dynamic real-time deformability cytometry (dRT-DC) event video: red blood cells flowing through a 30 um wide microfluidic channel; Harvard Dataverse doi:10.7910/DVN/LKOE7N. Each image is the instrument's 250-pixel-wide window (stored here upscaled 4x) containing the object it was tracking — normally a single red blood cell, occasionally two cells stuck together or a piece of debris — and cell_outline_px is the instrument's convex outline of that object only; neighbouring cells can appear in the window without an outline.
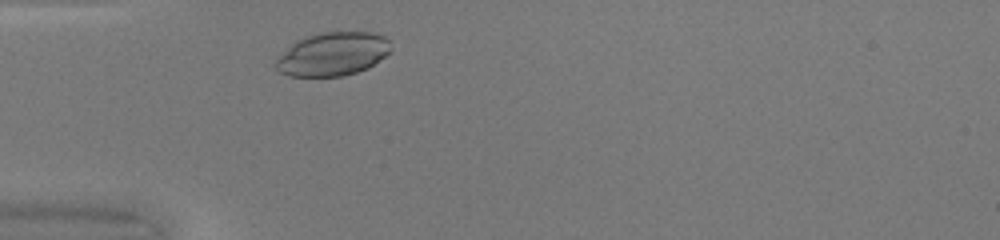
{"species": "common noctule bat (a hibernating species)", "species_latin": "Nyctalus noctula", "temperature_condition": "warm", "stored_images_in_passage": 29, "camera_frame_rate_fps": 3000, "um_per_image_px": 0.085, "animal": {"sex": "female", "body_mass_g": 20.0, "forearm_length_mm": 54.0}, "frame": {"image": 1, "passage_image": 3, "time_ms": 0.667, "image_size_px": [1000, 240], "cell_outline_px": [[392, 52], [368, 68], [344, 76], [288, 76], [280, 72], [272, 64], [276, 56], [296, 40], [304, 36], [320, 32], [368, 32], [384, 36], [388, 40]], "centroid_in_image_um": [28.23, 4.59], "position_along_channel_um": 56.8, "area_um2": 29.59}}
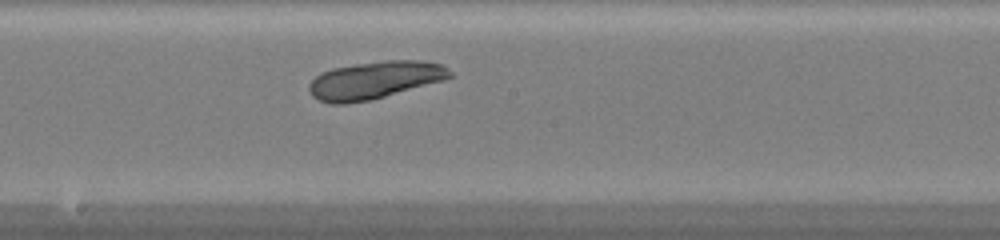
{"frame": {"image": 2, "passage_image": 15, "time_ms": 4.667, "image_size_px": [1000, 240], "cell_outline_px": [[452, 76], [444, 80], [384, 96], [368, 100], [344, 104], [332, 104], [320, 100], [312, 96], [308, 88], [308, 84], [320, 72], [332, 68], [356, 64], [388, 60], [420, 60], [444, 64], [452, 72]], "centroid_in_image_um": [31.85, 6.8], "position_along_channel_um": 216.3, "area_um2": 30.69}}
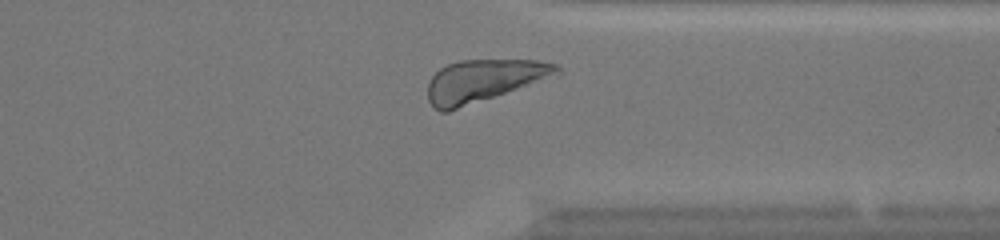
{"frame": {"image": 3, "passage_image": 26, "time_ms": 8.333, "image_size_px": [1000, 240], "cell_outline_px": [[564, 72], [448, 112], [440, 112], [428, 100], [428, 80], [440, 68], [448, 64], [460, 60], [536, 60], [556, 64]], "centroid_in_image_um": [41.07, 6.84], "position_along_channel_um": 370.3, "area_um2": 31.33}}